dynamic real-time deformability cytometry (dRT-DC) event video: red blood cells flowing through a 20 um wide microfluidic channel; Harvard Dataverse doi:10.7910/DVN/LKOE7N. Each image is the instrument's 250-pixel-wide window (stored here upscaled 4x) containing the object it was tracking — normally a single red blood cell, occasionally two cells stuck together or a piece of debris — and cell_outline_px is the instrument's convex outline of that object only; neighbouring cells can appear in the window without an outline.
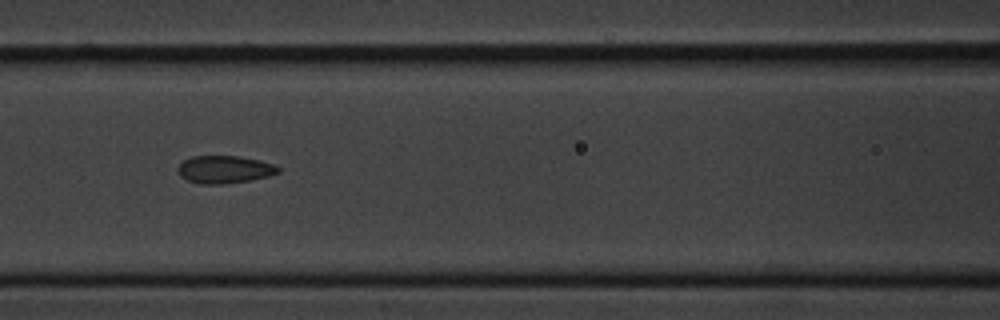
{"species": "common noctule bat (a hibernating species)", "species_latin": "Nyctalus noctula", "temperature_condition": "cold", "stored_images_in_passage": 10, "camera_frame_rate_fps": 3000, "um_per_image_px": 0.085, "animal": {"sex": "male", "body_mass_g": 20.1, "forearm_length_mm": 53.5}, "frame": {"image": 1, "passage_image": 6, "time_ms": 5.667, "image_size_px": [1000, 320], "cell_outline_px": [[280, 172], [268, 176], [248, 180], [224, 184], [200, 184], [188, 180], [180, 176], [176, 168], [184, 160], [192, 156], [236, 156], [260, 160], [276, 164], [280, 168]], "centroid_in_image_um": [19.08, 14.4], "position_along_channel_um": 147.5, "area_um2": 16.18}}
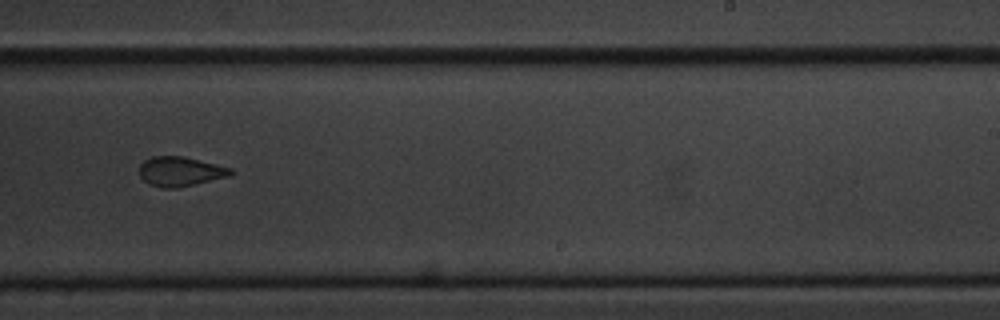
{"frame": {"image": 2, "passage_image": 9, "time_ms": 9.333, "image_size_px": [1000, 320], "cell_outline_px": [[236, 172], [232, 176], [176, 188], [164, 188], [148, 184], [140, 176], [140, 164], [144, 160], [152, 156], [184, 156], [232, 168]], "centroid_in_image_um": [15.36, 14.57], "position_along_channel_um": 273.6, "area_um2": 15.9}}
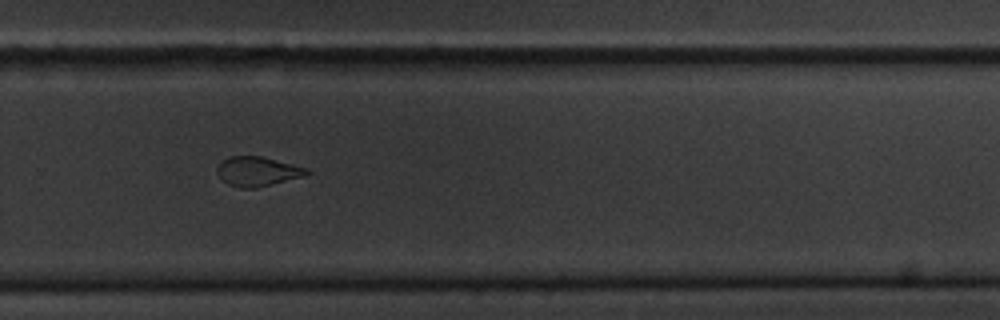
{"frame": {"image": 3, "passage_image": 10, "time_ms": 10.333, "image_size_px": [1000, 320], "cell_outline_px": [[312, 172], [308, 176], [256, 188], [240, 188], [228, 184], [216, 172], [216, 168], [228, 156], [260, 156], [308, 168]], "centroid_in_image_um": [21.95, 14.58], "position_along_channel_um": 307.9, "area_um2": 15.49}}